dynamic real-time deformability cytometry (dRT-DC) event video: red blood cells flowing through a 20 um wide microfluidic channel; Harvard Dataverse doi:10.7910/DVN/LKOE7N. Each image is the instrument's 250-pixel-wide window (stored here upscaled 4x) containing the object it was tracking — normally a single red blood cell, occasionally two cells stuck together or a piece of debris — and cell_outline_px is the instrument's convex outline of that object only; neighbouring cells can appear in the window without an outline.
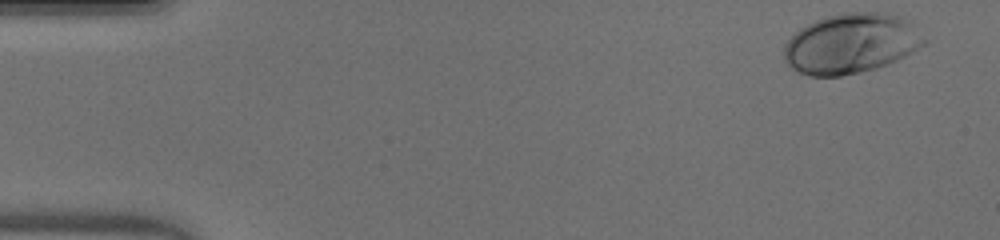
{"species": "human", "species_latin": "Homo sapiens", "temperature_condition": "warm", "stored_images_in_passage": 40, "camera_frame_rate_fps": 3000, "um_per_image_px": 0.085, "donor": {"sex": "male"}, "frame": {"image": 1, "passage_image": 1, "time_ms": 0.0, "image_size_px": [1000, 240], "cell_outline_px": [[928, 40], [924, 44], [912, 52], [888, 64], [876, 68], [860, 72], [840, 76], [808, 76], [792, 68], [784, 60], [784, 44], [800, 28], [816, 20], [828, 16], [848, 12], [884, 12], [900, 16], [912, 24]], "centroid_in_image_um": [72.34, 3.7], "position_along_channel_um": 12.7, "area_um2": 48.84}}
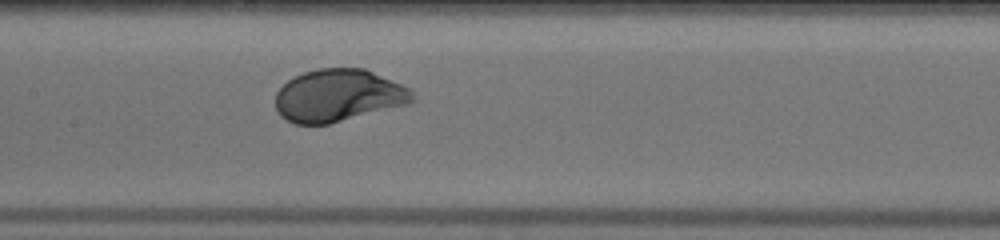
{"frame": {"image": 2, "passage_image": 23, "time_ms": 7.333, "image_size_px": [1000, 240], "cell_outline_px": [[416, 100], [408, 104], [328, 124], [296, 124], [280, 116], [276, 108], [276, 92], [288, 80], [304, 72], [320, 68], [364, 68], [412, 88]], "centroid_in_image_um": [28.79, 8.12], "position_along_channel_um": 178.6, "area_um2": 41.85}}
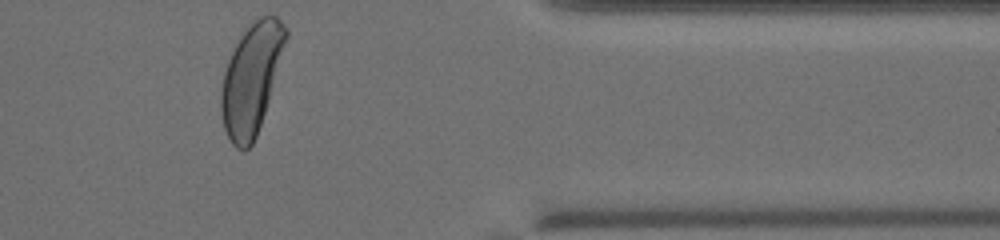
{"frame": {"image": 3, "passage_image": 40, "time_ms": 13.0, "image_size_px": [1000, 240], "cell_outline_px": [[288, 36], [268, 100], [256, 136], [252, 144], [244, 152], [236, 148], [232, 144], [224, 128], [220, 112], [220, 92], [224, 72], [228, 60], [240, 36], [260, 16], [276, 16], [288, 28]], "centroid_in_image_um": [21.34, 6.72], "position_along_channel_um": 390.1, "area_um2": 40.92}, "authors_computed_cell_mechanics": {"area_um2": 41.9628, "velocity_mm_per_s": 4.061, "shape_relaxation_time_tau1_ms": 2.144, "shape_relaxation_time_tau2_ms": null, "deformation_change_tau1": 0.1536, "deformation_change_tau2": null}}